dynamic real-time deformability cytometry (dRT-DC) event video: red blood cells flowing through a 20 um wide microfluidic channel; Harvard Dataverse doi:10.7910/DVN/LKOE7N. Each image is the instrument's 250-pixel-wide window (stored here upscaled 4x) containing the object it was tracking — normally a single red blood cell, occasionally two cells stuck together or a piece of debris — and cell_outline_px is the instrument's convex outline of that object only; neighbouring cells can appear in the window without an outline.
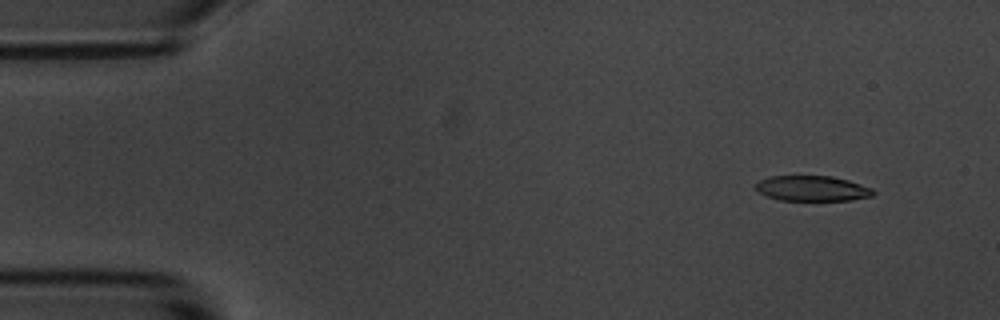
{"species": "common noctule bat (a hibernating species)", "species_latin": "Nyctalus noctula", "temperature_condition": "room temperature", "stored_images_in_passage": 4, "camera_frame_rate_fps": 3000, "um_per_image_px": 0.085, "animal": {"sex": "male", "body_mass_g": 20.1, "forearm_length_mm": 53.5}, "frame": {"image": 1, "passage_image": 1, "time_ms": 0.0, "image_size_px": [1000, 320], "cell_outline_px": [[876, 192], [872, 196], [852, 200], [780, 200], [756, 192], [752, 188], [760, 180], [768, 176], [832, 176], [848, 180], [872, 188]], "centroid_in_image_um": [69.01, 16.01], "position_along_channel_um": 16.0, "area_um2": 17.46}}
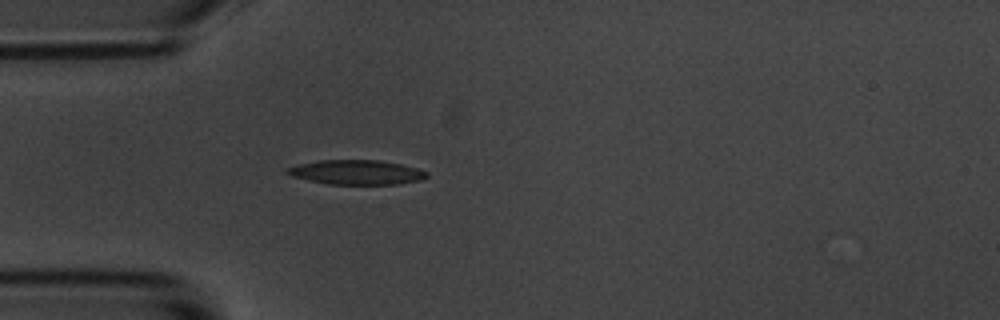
{"frame": {"image": 2, "passage_image": 4, "time_ms": 3.667, "image_size_px": [1000, 320], "cell_outline_px": [[428, 176], [420, 180], [396, 184], [328, 184], [308, 180], [292, 176], [284, 172], [284, 168], [296, 164], [320, 160], [380, 160], [400, 164], [416, 168], [428, 172]], "centroid_in_image_um": [30.24, 14.64], "position_along_channel_um": 54.8, "area_um2": 20.0}}